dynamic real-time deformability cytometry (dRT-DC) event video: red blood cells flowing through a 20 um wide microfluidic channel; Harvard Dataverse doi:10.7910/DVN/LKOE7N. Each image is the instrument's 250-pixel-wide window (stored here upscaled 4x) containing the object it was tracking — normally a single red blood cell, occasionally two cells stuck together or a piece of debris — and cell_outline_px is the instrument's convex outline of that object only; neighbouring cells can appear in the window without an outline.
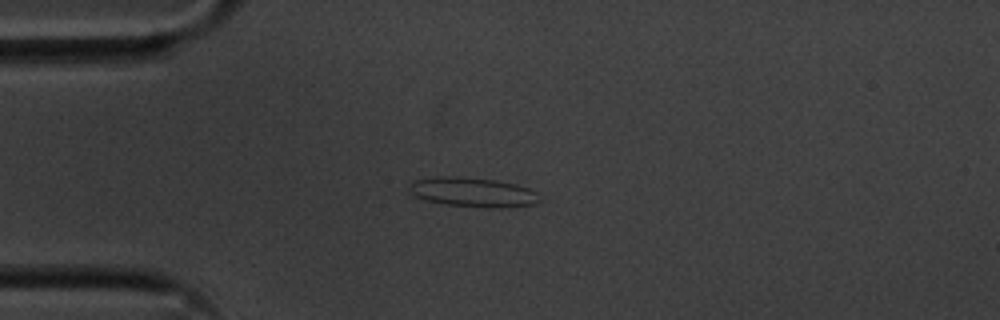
{"species": "common noctule bat (a hibernating species)", "species_latin": "Nyctalus noctula", "temperature_condition": "cold", "stored_images_in_passage": 54, "camera_frame_rate_fps": 3000, "um_per_image_px": 0.085, "animal": {"sex": "male", "body_mass_g": 20.1, "forearm_length_mm": 53.5}, "frame": {"image": 1, "passage_image": 13, "time_ms": 4.0, "image_size_px": [1000, 320], "cell_outline_px": [[540, 200], [536, 204], [500, 208], [488, 208], [448, 204], [424, 200], [416, 196], [412, 192], [408, 184], [412, 180], [436, 176], [452, 176], [496, 180], [516, 184], [528, 188], [536, 192]], "centroid_in_image_um": [40.19, 16.33], "position_along_channel_um": 44.8, "area_um2": 22.37}}
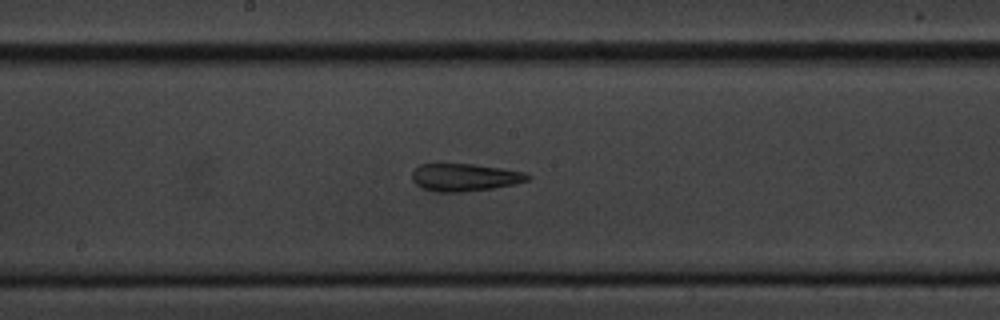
{"frame": {"image": 2, "passage_image": 28, "time_ms": 9.0, "image_size_px": [1000, 320], "cell_outline_px": [[532, 176], [528, 180], [512, 184], [492, 188], [460, 192], [436, 192], [420, 188], [412, 180], [412, 172], [420, 164], [476, 164], [524, 172]], "centroid_in_image_um": [39.46, 15.07], "position_along_channel_um": 208.7, "area_um2": 18.5}}
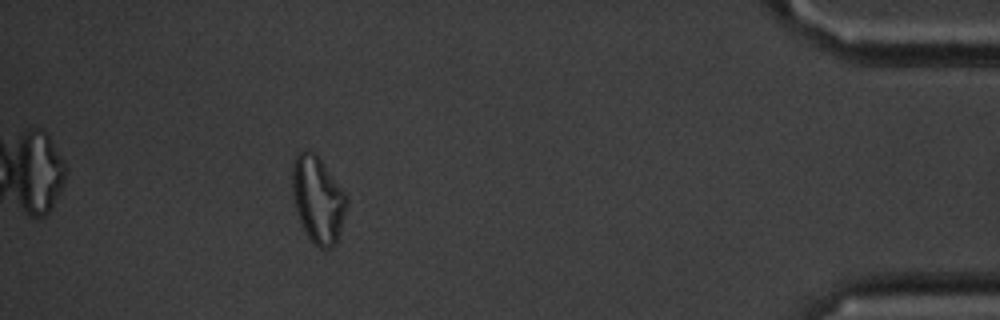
{"frame": {"image": 3, "passage_image": 49, "time_ms": 16.0, "image_size_px": [1000, 320], "cell_outline_px": [[348, 200], [336, 244], [332, 248], [320, 248], [308, 236], [300, 220], [296, 208], [292, 192], [292, 164], [296, 156], [300, 152], [308, 148], [320, 160], [344, 192]], "centroid_in_image_um": [27.0, 16.96], "position_along_channel_um": 408.2, "area_um2": 26.7}, "authors_computed_cell_mechanics": {"area_um2": 21.7617, "velocity_mm_per_s": 3.6126, "shape_relaxation_time_tau1_ms": null, "shape_relaxation_time_tau2_ms": 9.0, "deformation_change_tau1": null, "deformation_change_tau2": 0.2161}}